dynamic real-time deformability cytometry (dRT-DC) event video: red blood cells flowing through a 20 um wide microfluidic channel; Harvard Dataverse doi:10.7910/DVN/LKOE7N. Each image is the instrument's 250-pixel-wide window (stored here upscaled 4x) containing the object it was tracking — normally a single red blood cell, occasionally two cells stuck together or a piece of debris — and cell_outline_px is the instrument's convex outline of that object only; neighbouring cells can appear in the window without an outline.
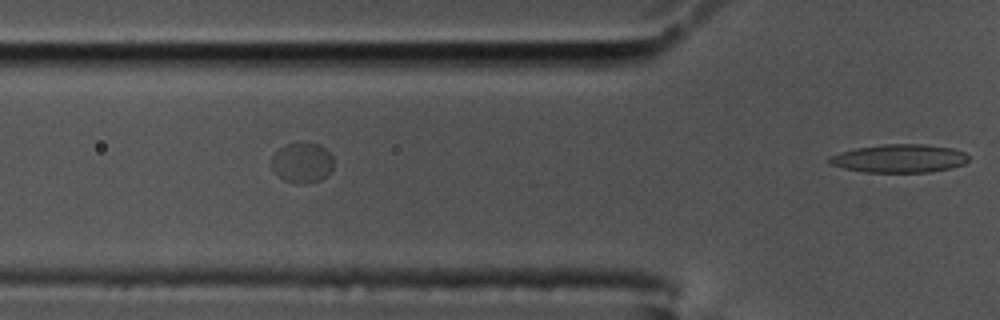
{"species": "common noctule bat (a hibernating species)", "species_latin": "Nyctalus noctula", "temperature_condition": "cold", "stored_images_in_passage": 20, "segment_of_instrument_passage": [2, 2], "camera_frame_rate_fps": 3000, "um_per_image_px": 0.085, "animal": {"sex": "male", "body_mass_g": 17.5, "forearm_length_mm": 52.3}, "frame": {"image": 1, "passage_image": 20, "time_ms": 6.333, "image_size_px": [1000, 320], "cell_outline_px": [[968, 160], [964, 164], [952, 168], [932, 172], [864, 172], [844, 168], [828, 164], [828, 160], [832, 156], [840, 152], [856, 148], [884, 144], [924, 144], [952, 148], [964, 152], [968, 156]], "centroid_in_image_um": [76.46, 13.47], "position_along_channel_um": 49.3, "area_um2": 22.95}}